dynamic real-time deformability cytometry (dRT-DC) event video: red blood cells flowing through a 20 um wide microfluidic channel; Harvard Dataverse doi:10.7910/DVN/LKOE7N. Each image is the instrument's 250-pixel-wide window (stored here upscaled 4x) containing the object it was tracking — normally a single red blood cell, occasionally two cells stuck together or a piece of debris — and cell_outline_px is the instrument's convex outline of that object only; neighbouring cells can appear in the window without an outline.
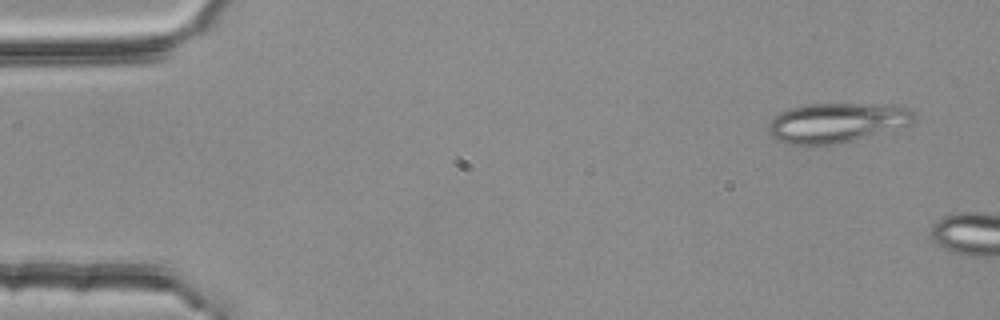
{"species": "common noctule bat (a hibernating species)", "species_latin": "Nyctalus noctula", "temperature_condition": "room temperature", "stored_images_in_passage": 2, "camera_frame_rate_fps": 3000, "um_per_image_px": 0.085, "animal": {"sex": "female", "body_mass_g": 25.1}, "frame": {"image": 1, "passage_image": 1, "time_ms": 0.0, "image_size_px": [1000, 320], "cell_outline_px": [[916, 120], [912, 124], [852, 140], [836, 144], [788, 144], [776, 140], [768, 132], [768, 124], [780, 112], [788, 108], [804, 104], [892, 104], [908, 108], [916, 116]], "centroid_in_image_um": [71.12, 10.41], "position_along_channel_um": 13.9, "area_um2": 33.58}}